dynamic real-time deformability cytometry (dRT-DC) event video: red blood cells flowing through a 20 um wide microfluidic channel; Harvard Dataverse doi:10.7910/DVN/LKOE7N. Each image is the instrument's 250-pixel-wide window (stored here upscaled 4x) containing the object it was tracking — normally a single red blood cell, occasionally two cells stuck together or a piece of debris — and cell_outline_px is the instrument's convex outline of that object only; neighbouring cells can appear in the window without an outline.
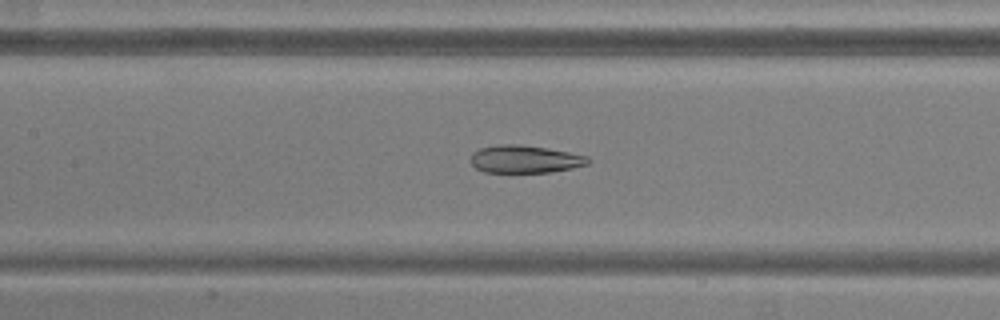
{"species": "common noctule bat (a hibernating species)", "species_latin": "Nyctalus noctula", "temperature_condition": "warm", "stored_images_in_passage": 48, "camera_frame_rate_fps": 3000, "um_per_image_px": 0.085, "animal": {"sex": "male", "body_mass_g": 20.5, "forearm_length_mm": 52.5}, "frame": {"image": 1, "passage_image": 19, "time_ms": 6.0, "image_size_px": [1000, 320], "cell_outline_px": [[592, 160], [588, 164], [572, 168], [548, 172], [484, 172], [476, 168], [472, 164], [472, 152], [480, 148], [500, 144], [516, 144], [548, 148], [588, 156]], "centroid_in_image_um": [44.63, 13.52], "position_along_channel_um": 162.8, "area_um2": 18.84}}
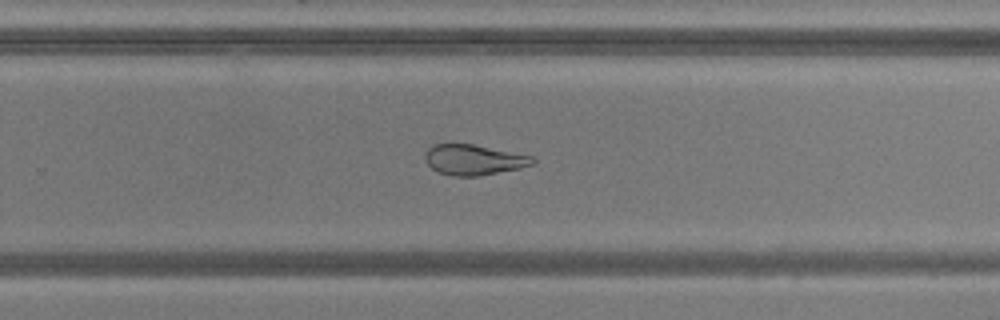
{"frame": {"image": 2, "passage_image": 29, "time_ms": 9.333, "image_size_px": [1000, 320], "cell_outline_px": [[536, 160], [532, 164], [520, 168], [476, 176], [452, 176], [440, 172], [432, 168], [428, 164], [424, 156], [428, 148], [432, 144], [472, 144], [532, 156]], "centroid_in_image_um": [40.24, 13.58], "position_along_channel_um": 289.6, "area_um2": 18.79}}
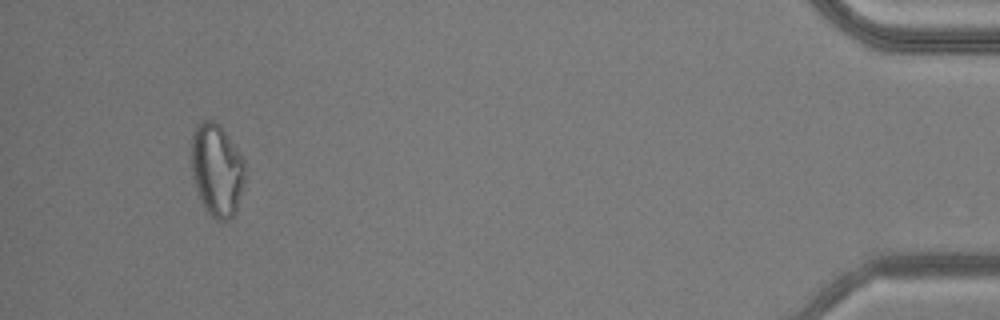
{"frame": {"image": 3, "passage_image": 45, "time_ms": 14.667, "image_size_px": [1000, 320], "cell_outline_px": [[244, 188], [236, 212], [228, 220], [216, 220], [204, 208], [196, 188], [192, 172], [192, 136], [196, 124], [200, 120], [216, 120], [220, 124], [244, 160]], "centroid_in_image_um": [18.44, 14.44], "position_along_channel_um": 416.8, "area_um2": 29.02}, "authors_computed_cell_mechanics": {"area_um2": 24.9407, "velocity_mm_per_s": 3.8276, "shape_relaxation_time_tau1_ms": null, "shape_relaxation_time_tau2_ms": 4.03, "deformation_change_tau1": null, "deformation_change_tau2": 0.1135}}